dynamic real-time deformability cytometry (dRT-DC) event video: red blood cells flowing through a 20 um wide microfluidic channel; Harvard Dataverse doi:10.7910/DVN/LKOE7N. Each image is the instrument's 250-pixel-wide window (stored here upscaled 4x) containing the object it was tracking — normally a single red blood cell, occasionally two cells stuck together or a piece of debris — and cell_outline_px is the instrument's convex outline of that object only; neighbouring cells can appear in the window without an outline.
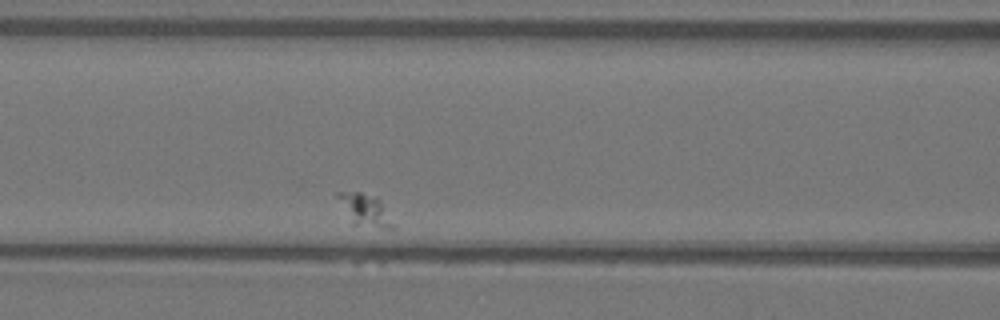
{"species": "Egyptian fruit bat (a non-hibernating species)", "species_latin": "Rousettus aegyptiacus", "temperature_condition": "warm", "stored_images_in_passage": 3, "camera_frame_rate_fps": 3000, "um_per_image_px": 0.085, "animal": {"sex": "female"}, "frame": {"image": 1, "passage_image": 3, "time_ms": 0.667, "image_size_px": [1000, 320], "cell_outline_px": [[396, 228], [380, 228], [352, 224], [336, 196], [336, 192], [360, 192], [380, 200]], "centroid_in_image_um": [31.0, 17.86], "position_along_channel_um": 135.6, "area_um2": 10.0}}